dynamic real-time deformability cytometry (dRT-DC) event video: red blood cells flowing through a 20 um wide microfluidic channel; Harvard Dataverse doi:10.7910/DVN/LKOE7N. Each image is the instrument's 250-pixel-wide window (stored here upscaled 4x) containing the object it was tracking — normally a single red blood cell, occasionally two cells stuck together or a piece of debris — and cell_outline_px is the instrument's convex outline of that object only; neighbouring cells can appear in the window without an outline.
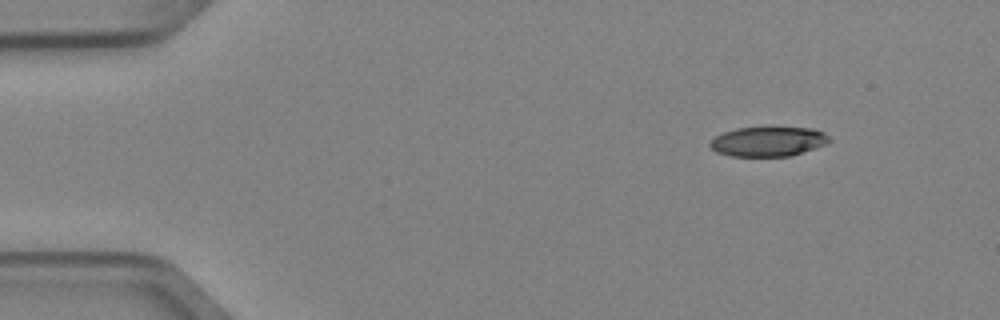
{"species": "Egyptian fruit bat (a non-hibernating species)", "species_latin": "Rousettus aegyptiacus", "temperature_condition": "cold", "stored_images_in_passage": 5, "camera_frame_rate_fps": 3000, "um_per_image_px": 0.085, "animal": {"sex": "female"}, "frame": {"image": 1, "passage_image": 1, "time_ms": 0.0, "image_size_px": [1000, 320], "cell_outline_px": [[828, 144], [816, 148], [788, 156], [732, 156], [716, 152], [708, 144], [716, 136], [724, 132], [736, 128], [812, 128], [824, 132], [828, 136]], "centroid_in_image_um": [65.29, 12.03], "position_along_channel_um": 19.7, "area_um2": 20.35}}
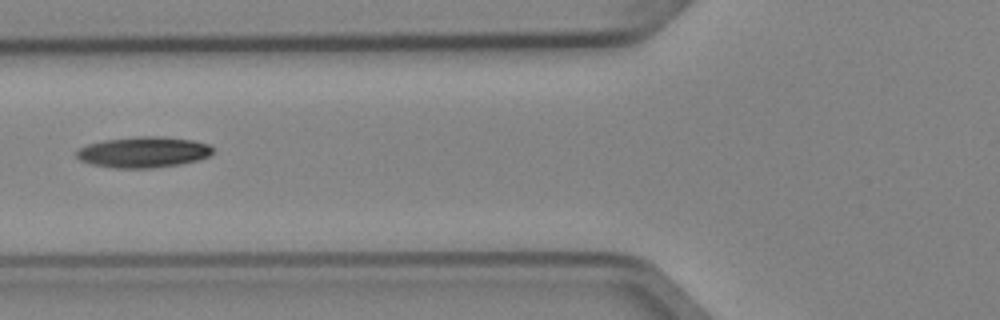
{"frame": {"image": 2, "passage_image": 5, "time_ms": 1.333, "image_size_px": [1000, 320], "cell_outline_px": [[212, 152], [208, 156], [200, 160], [180, 164], [152, 168], [112, 168], [92, 164], [80, 160], [76, 156], [76, 152], [80, 148], [88, 144], [104, 140], [136, 136], [160, 136], [192, 140], [208, 144], [212, 148]], "centroid_in_image_um": [12.18, 12.93], "position_along_channel_um": 113.6, "area_um2": 24.51}}